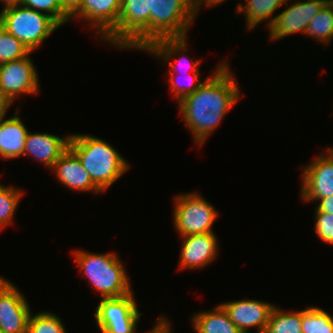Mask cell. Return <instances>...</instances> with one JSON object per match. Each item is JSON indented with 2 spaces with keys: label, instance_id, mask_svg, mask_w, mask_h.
<instances>
[{
  "label": "cell",
  "instance_id": "cell-1",
  "mask_svg": "<svg viewBox=\"0 0 333 333\" xmlns=\"http://www.w3.org/2000/svg\"><path fill=\"white\" fill-rule=\"evenodd\" d=\"M234 79L225 60L195 92L178 102L185 125L198 146L203 145L238 101L241 92Z\"/></svg>",
  "mask_w": 333,
  "mask_h": 333
},
{
  "label": "cell",
  "instance_id": "cell-2",
  "mask_svg": "<svg viewBox=\"0 0 333 333\" xmlns=\"http://www.w3.org/2000/svg\"><path fill=\"white\" fill-rule=\"evenodd\" d=\"M68 148L101 190L109 188L129 169V163L103 139L84 134H72Z\"/></svg>",
  "mask_w": 333,
  "mask_h": 333
},
{
  "label": "cell",
  "instance_id": "cell-3",
  "mask_svg": "<svg viewBox=\"0 0 333 333\" xmlns=\"http://www.w3.org/2000/svg\"><path fill=\"white\" fill-rule=\"evenodd\" d=\"M116 253H91L74 251L77 267L83 271L93 289L100 292L102 298L121 297L133 293L130 279L124 265Z\"/></svg>",
  "mask_w": 333,
  "mask_h": 333
},
{
  "label": "cell",
  "instance_id": "cell-4",
  "mask_svg": "<svg viewBox=\"0 0 333 333\" xmlns=\"http://www.w3.org/2000/svg\"><path fill=\"white\" fill-rule=\"evenodd\" d=\"M151 11L152 0H122L118 23L103 41L144 51L151 45Z\"/></svg>",
  "mask_w": 333,
  "mask_h": 333
},
{
  "label": "cell",
  "instance_id": "cell-5",
  "mask_svg": "<svg viewBox=\"0 0 333 333\" xmlns=\"http://www.w3.org/2000/svg\"><path fill=\"white\" fill-rule=\"evenodd\" d=\"M0 26L33 52L60 25L46 13L15 5L1 10Z\"/></svg>",
  "mask_w": 333,
  "mask_h": 333
},
{
  "label": "cell",
  "instance_id": "cell-6",
  "mask_svg": "<svg viewBox=\"0 0 333 333\" xmlns=\"http://www.w3.org/2000/svg\"><path fill=\"white\" fill-rule=\"evenodd\" d=\"M198 11L197 0H152L151 44L162 38L187 37Z\"/></svg>",
  "mask_w": 333,
  "mask_h": 333
},
{
  "label": "cell",
  "instance_id": "cell-7",
  "mask_svg": "<svg viewBox=\"0 0 333 333\" xmlns=\"http://www.w3.org/2000/svg\"><path fill=\"white\" fill-rule=\"evenodd\" d=\"M199 193L179 194L175 197L173 221L179 235L205 234L214 232L212 225L218 216L211 203Z\"/></svg>",
  "mask_w": 333,
  "mask_h": 333
},
{
  "label": "cell",
  "instance_id": "cell-8",
  "mask_svg": "<svg viewBox=\"0 0 333 333\" xmlns=\"http://www.w3.org/2000/svg\"><path fill=\"white\" fill-rule=\"evenodd\" d=\"M132 293L101 298L94 313L101 333H136L141 313Z\"/></svg>",
  "mask_w": 333,
  "mask_h": 333
},
{
  "label": "cell",
  "instance_id": "cell-9",
  "mask_svg": "<svg viewBox=\"0 0 333 333\" xmlns=\"http://www.w3.org/2000/svg\"><path fill=\"white\" fill-rule=\"evenodd\" d=\"M27 56L0 64V91L13 103L20 94H36L39 89L37 70Z\"/></svg>",
  "mask_w": 333,
  "mask_h": 333
},
{
  "label": "cell",
  "instance_id": "cell-10",
  "mask_svg": "<svg viewBox=\"0 0 333 333\" xmlns=\"http://www.w3.org/2000/svg\"><path fill=\"white\" fill-rule=\"evenodd\" d=\"M10 281L0 277V332L27 333L30 306Z\"/></svg>",
  "mask_w": 333,
  "mask_h": 333
},
{
  "label": "cell",
  "instance_id": "cell-11",
  "mask_svg": "<svg viewBox=\"0 0 333 333\" xmlns=\"http://www.w3.org/2000/svg\"><path fill=\"white\" fill-rule=\"evenodd\" d=\"M328 0H304L292 4L273 17L268 28L270 39L278 40L294 33H305L309 22L324 8Z\"/></svg>",
  "mask_w": 333,
  "mask_h": 333
},
{
  "label": "cell",
  "instance_id": "cell-12",
  "mask_svg": "<svg viewBox=\"0 0 333 333\" xmlns=\"http://www.w3.org/2000/svg\"><path fill=\"white\" fill-rule=\"evenodd\" d=\"M302 186L300 197L307 201L333 195V158L326 152L302 168Z\"/></svg>",
  "mask_w": 333,
  "mask_h": 333
},
{
  "label": "cell",
  "instance_id": "cell-13",
  "mask_svg": "<svg viewBox=\"0 0 333 333\" xmlns=\"http://www.w3.org/2000/svg\"><path fill=\"white\" fill-rule=\"evenodd\" d=\"M230 320L243 333H249L250 328H258V333H264L269 316L275 305L259 300H237L221 304Z\"/></svg>",
  "mask_w": 333,
  "mask_h": 333
},
{
  "label": "cell",
  "instance_id": "cell-14",
  "mask_svg": "<svg viewBox=\"0 0 333 333\" xmlns=\"http://www.w3.org/2000/svg\"><path fill=\"white\" fill-rule=\"evenodd\" d=\"M122 0H83L79 8L70 16L82 18L91 28L104 38L118 23Z\"/></svg>",
  "mask_w": 333,
  "mask_h": 333
},
{
  "label": "cell",
  "instance_id": "cell-15",
  "mask_svg": "<svg viewBox=\"0 0 333 333\" xmlns=\"http://www.w3.org/2000/svg\"><path fill=\"white\" fill-rule=\"evenodd\" d=\"M182 237L180 269L204 268L217 257L219 246L214 232Z\"/></svg>",
  "mask_w": 333,
  "mask_h": 333
},
{
  "label": "cell",
  "instance_id": "cell-16",
  "mask_svg": "<svg viewBox=\"0 0 333 333\" xmlns=\"http://www.w3.org/2000/svg\"><path fill=\"white\" fill-rule=\"evenodd\" d=\"M53 172L58 181L66 187L76 191H102L92 182L89 173L81 165L77 156L68 148L54 163Z\"/></svg>",
  "mask_w": 333,
  "mask_h": 333
},
{
  "label": "cell",
  "instance_id": "cell-17",
  "mask_svg": "<svg viewBox=\"0 0 333 333\" xmlns=\"http://www.w3.org/2000/svg\"><path fill=\"white\" fill-rule=\"evenodd\" d=\"M70 136L65 138L49 133H27L23 155L29 154L48 168L68 149Z\"/></svg>",
  "mask_w": 333,
  "mask_h": 333
},
{
  "label": "cell",
  "instance_id": "cell-18",
  "mask_svg": "<svg viewBox=\"0 0 333 333\" xmlns=\"http://www.w3.org/2000/svg\"><path fill=\"white\" fill-rule=\"evenodd\" d=\"M187 37H174V38H162L155 42H153L147 49L144 51L150 52L158 58L165 60L164 62L169 63V74H176L177 72L180 73L178 70V66L183 64V62L188 63V69H190L189 73H199V66L201 60L193 61L192 59L185 56L184 51L187 48ZM176 53L179 55L175 59V61H171L176 55ZM183 53V54H182ZM182 55V56H181ZM188 59V60H187ZM170 61V62H169ZM180 63V64H179ZM185 63V64H186ZM183 71V70H182Z\"/></svg>",
  "mask_w": 333,
  "mask_h": 333
},
{
  "label": "cell",
  "instance_id": "cell-19",
  "mask_svg": "<svg viewBox=\"0 0 333 333\" xmlns=\"http://www.w3.org/2000/svg\"><path fill=\"white\" fill-rule=\"evenodd\" d=\"M0 120V156L4 159L18 158L23 155L25 140L29 132L17 115Z\"/></svg>",
  "mask_w": 333,
  "mask_h": 333
},
{
  "label": "cell",
  "instance_id": "cell-20",
  "mask_svg": "<svg viewBox=\"0 0 333 333\" xmlns=\"http://www.w3.org/2000/svg\"><path fill=\"white\" fill-rule=\"evenodd\" d=\"M191 320L196 333H243L230 320L221 303L213 311L193 315Z\"/></svg>",
  "mask_w": 333,
  "mask_h": 333
},
{
  "label": "cell",
  "instance_id": "cell-21",
  "mask_svg": "<svg viewBox=\"0 0 333 333\" xmlns=\"http://www.w3.org/2000/svg\"><path fill=\"white\" fill-rule=\"evenodd\" d=\"M245 5L241 4V2L237 5L238 13L244 12L246 16V24L249 29L256 27L259 23L264 20H269L268 28L272 25L273 12L278 9L281 5L288 4V0H246ZM243 5V6H242Z\"/></svg>",
  "mask_w": 333,
  "mask_h": 333
},
{
  "label": "cell",
  "instance_id": "cell-22",
  "mask_svg": "<svg viewBox=\"0 0 333 333\" xmlns=\"http://www.w3.org/2000/svg\"><path fill=\"white\" fill-rule=\"evenodd\" d=\"M264 333H302L301 311H283L275 306Z\"/></svg>",
  "mask_w": 333,
  "mask_h": 333
},
{
  "label": "cell",
  "instance_id": "cell-23",
  "mask_svg": "<svg viewBox=\"0 0 333 333\" xmlns=\"http://www.w3.org/2000/svg\"><path fill=\"white\" fill-rule=\"evenodd\" d=\"M305 35H309L325 45L333 40V2H328L309 22Z\"/></svg>",
  "mask_w": 333,
  "mask_h": 333
},
{
  "label": "cell",
  "instance_id": "cell-24",
  "mask_svg": "<svg viewBox=\"0 0 333 333\" xmlns=\"http://www.w3.org/2000/svg\"><path fill=\"white\" fill-rule=\"evenodd\" d=\"M302 333H333V317L318 307L301 310Z\"/></svg>",
  "mask_w": 333,
  "mask_h": 333
},
{
  "label": "cell",
  "instance_id": "cell-25",
  "mask_svg": "<svg viewBox=\"0 0 333 333\" xmlns=\"http://www.w3.org/2000/svg\"><path fill=\"white\" fill-rule=\"evenodd\" d=\"M62 320L52 312L30 314L27 333H66Z\"/></svg>",
  "mask_w": 333,
  "mask_h": 333
},
{
  "label": "cell",
  "instance_id": "cell-26",
  "mask_svg": "<svg viewBox=\"0 0 333 333\" xmlns=\"http://www.w3.org/2000/svg\"><path fill=\"white\" fill-rule=\"evenodd\" d=\"M22 195L21 190L12 186H4L0 190V229L12 223Z\"/></svg>",
  "mask_w": 333,
  "mask_h": 333
},
{
  "label": "cell",
  "instance_id": "cell-27",
  "mask_svg": "<svg viewBox=\"0 0 333 333\" xmlns=\"http://www.w3.org/2000/svg\"><path fill=\"white\" fill-rule=\"evenodd\" d=\"M29 53V49L21 41L0 26V64L21 59Z\"/></svg>",
  "mask_w": 333,
  "mask_h": 333
},
{
  "label": "cell",
  "instance_id": "cell-28",
  "mask_svg": "<svg viewBox=\"0 0 333 333\" xmlns=\"http://www.w3.org/2000/svg\"><path fill=\"white\" fill-rule=\"evenodd\" d=\"M21 5L36 11L45 12L60 26L70 20V15L64 10L60 0H21Z\"/></svg>",
  "mask_w": 333,
  "mask_h": 333
},
{
  "label": "cell",
  "instance_id": "cell-29",
  "mask_svg": "<svg viewBox=\"0 0 333 333\" xmlns=\"http://www.w3.org/2000/svg\"><path fill=\"white\" fill-rule=\"evenodd\" d=\"M189 76H190V78H187V81H186V83L188 82V84L187 85L185 84L183 86L182 85L183 83L181 84L180 82H178V80H176L175 74H170L169 75L168 82L170 84V89L172 90V92L175 93V99L178 102H180L186 96L195 92L201 86V84L203 83V81L198 82V81H200L199 80V77H200L199 73H190Z\"/></svg>",
  "mask_w": 333,
  "mask_h": 333
},
{
  "label": "cell",
  "instance_id": "cell-30",
  "mask_svg": "<svg viewBox=\"0 0 333 333\" xmlns=\"http://www.w3.org/2000/svg\"><path fill=\"white\" fill-rule=\"evenodd\" d=\"M315 232L326 243L333 244V214L315 210Z\"/></svg>",
  "mask_w": 333,
  "mask_h": 333
},
{
  "label": "cell",
  "instance_id": "cell-31",
  "mask_svg": "<svg viewBox=\"0 0 333 333\" xmlns=\"http://www.w3.org/2000/svg\"><path fill=\"white\" fill-rule=\"evenodd\" d=\"M170 324L169 320L161 315L160 318H158L157 324L149 331V333H172Z\"/></svg>",
  "mask_w": 333,
  "mask_h": 333
},
{
  "label": "cell",
  "instance_id": "cell-32",
  "mask_svg": "<svg viewBox=\"0 0 333 333\" xmlns=\"http://www.w3.org/2000/svg\"><path fill=\"white\" fill-rule=\"evenodd\" d=\"M317 201L320 203L316 206V210L333 214V195L320 198Z\"/></svg>",
  "mask_w": 333,
  "mask_h": 333
},
{
  "label": "cell",
  "instance_id": "cell-33",
  "mask_svg": "<svg viewBox=\"0 0 333 333\" xmlns=\"http://www.w3.org/2000/svg\"><path fill=\"white\" fill-rule=\"evenodd\" d=\"M83 0H60L64 10L71 16L81 5Z\"/></svg>",
  "mask_w": 333,
  "mask_h": 333
},
{
  "label": "cell",
  "instance_id": "cell-34",
  "mask_svg": "<svg viewBox=\"0 0 333 333\" xmlns=\"http://www.w3.org/2000/svg\"><path fill=\"white\" fill-rule=\"evenodd\" d=\"M12 102L0 91V120L5 118L6 112Z\"/></svg>",
  "mask_w": 333,
  "mask_h": 333
},
{
  "label": "cell",
  "instance_id": "cell-35",
  "mask_svg": "<svg viewBox=\"0 0 333 333\" xmlns=\"http://www.w3.org/2000/svg\"><path fill=\"white\" fill-rule=\"evenodd\" d=\"M224 0H197V4H198V9H200L202 7L203 4H205L204 6H213V5H217L220 2L222 3Z\"/></svg>",
  "mask_w": 333,
  "mask_h": 333
},
{
  "label": "cell",
  "instance_id": "cell-36",
  "mask_svg": "<svg viewBox=\"0 0 333 333\" xmlns=\"http://www.w3.org/2000/svg\"><path fill=\"white\" fill-rule=\"evenodd\" d=\"M0 1H2L4 4L3 8L15 5H21V0H0Z\"/></svg>",
  "mask_w": 333,
  "mask_h": 333
},
{
  "label": "cell",
  "instance_id": "cell-37",
  "mask_svg": "<svg viewBox=\"0 0 333 333\" xmlns=\"http://www.w3.org/2000/svg\"><path fill=\"white\" fill-rule=\"evenodd\" d=\"M327 152L332 156V158H333V148L331 149V148H329V149H327Z\"/></svg>",
  "mask_w": 333,
  "mask_h": 333
}]
</instances>
